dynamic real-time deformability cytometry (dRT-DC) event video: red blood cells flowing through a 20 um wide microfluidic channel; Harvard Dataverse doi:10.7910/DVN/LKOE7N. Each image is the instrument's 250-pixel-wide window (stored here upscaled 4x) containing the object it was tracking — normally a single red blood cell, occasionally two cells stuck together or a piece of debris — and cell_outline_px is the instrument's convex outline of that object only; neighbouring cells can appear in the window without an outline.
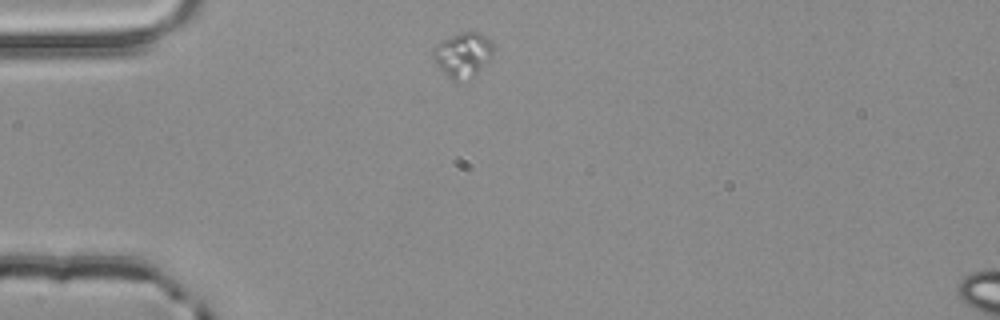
{"species": "common noctule bat (a hibernating species)", "species_latin": "Nyctalus noctula", "temperature_condition": "room temperature", "stored_images_in_passage": 1, "camera_frame_rate_fps": 3000, "um_per_image_px": 0.085, "animal": {"sex": "male", "body_mass_g": 20.4}, "frame": {"image": 1, "passage_image": 1, "time_ms": 0.0, "image_size_px": [1000, 320], "cell_outline_px": [[492, 52], [476, 76], [456, 80], [452, 80], [440, 68], [432, 56], [432, 48], [436, 44], [460, 32], [480, 32], [492, 44]], "centroid_in_image_um": [39.31, 4.64], "position_along_channel_um": 45.7, "area_um2": 15.14}}